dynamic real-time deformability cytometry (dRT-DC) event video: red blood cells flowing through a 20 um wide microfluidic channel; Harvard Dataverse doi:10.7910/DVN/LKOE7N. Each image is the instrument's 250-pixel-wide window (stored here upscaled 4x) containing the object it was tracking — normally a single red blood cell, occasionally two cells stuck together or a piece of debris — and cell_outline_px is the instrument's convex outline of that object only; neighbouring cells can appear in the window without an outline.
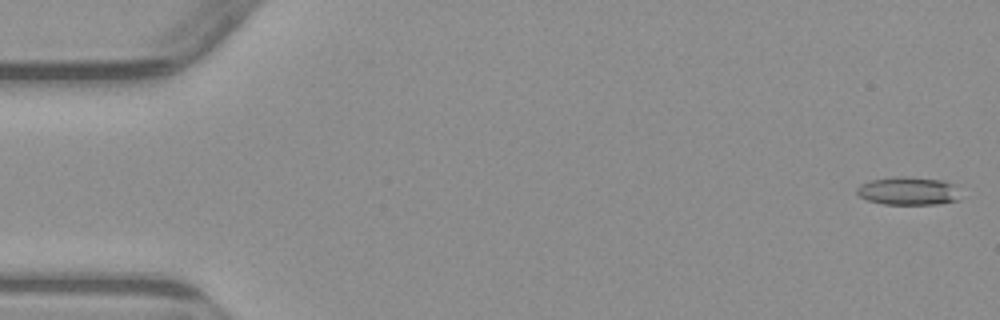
{"species": "common noctule bat (a hibernating species)", "species_latin": "Nyctalus noctula", "temperature_condition": "warm", "stored_images_in_passage": 5, "camera_frame_rate_fps": 3000, "um_per_image_px": 0.085, "animal": {"sex": "male", "body_mass_g": 23.1, "forearm_length_mm": 52.7}, "frame": {"image": 1, "passage_image": 1, "time_ms": 0.0, "image_size_px": [1000, 320], "cell_outline_px": [[960, 200], [936, 204], [884, 204], [868, 200], [860, 196], [856, 192], [856, 188], [860, 184], [872, 180], [892, 176], [904, 176], [944, 180], [952, 184]], "centroid_in_image_um": [77.16, 16.22], "position_along_channel_um": 7.8, "area_um2": 16.88}}
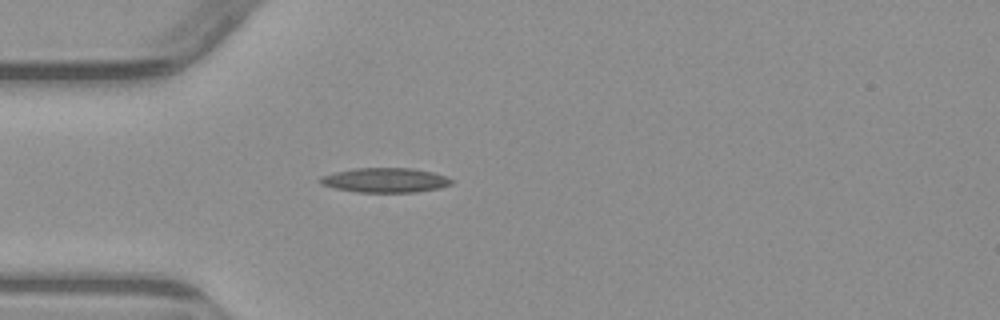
{"frame": {"image": 2, "passage_image": 5, "time_ms": 4.667, "image_size_px": [1000, 320], "cell_outline_px": [[452, 184], [440, 188], [416, 192], [356, 192], [336, 188], [320, 184], [316, 180], [320, 176], [336, 172], [356, 168], [412, 168], [432, 172], [444, 176], [452, 180]], "centroid_in_image_um": [32.7, 15.32], "position_along_channel_um": 52.3, "area_um2": 18.79}}